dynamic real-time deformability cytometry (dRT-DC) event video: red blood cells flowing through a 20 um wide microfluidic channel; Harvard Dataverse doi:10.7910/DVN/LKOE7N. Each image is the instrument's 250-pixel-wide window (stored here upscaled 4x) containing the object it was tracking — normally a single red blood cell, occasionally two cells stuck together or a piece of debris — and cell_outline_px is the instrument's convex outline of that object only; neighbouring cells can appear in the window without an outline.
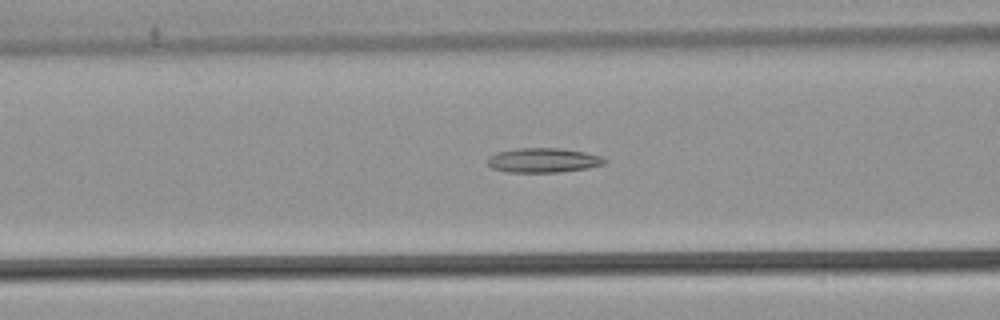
{"species": "common noctule bat (a hibernating species)", "species_latin": "Nyctalus noctula", "temperature_condition": "warm", "stored_images_in_passage": 54, "camera_frame_rate_fps": 3000, "um_per_image_px": 0.085, "animal": {"sex": "male", "body_mass_g": 21.5, "forearm_length_mm": 52.0}, "frame": {"image": 1, "passage_image": 22, "time_ms": 7.0, "image_size_px": [1000, 320], "cell_outline_px": [[608, 160], [604, 164], [588, 168], [556, 172], [508, 172], [492, 168], [488, 164], [488, 156], [496, 152], [516, 148], [560, 148], [584, 152], [600, 156]], "centroid_in_image_um": [46.16, 13.61], "position_along_channel_um": 120.4, "area_um2": 16.7}}
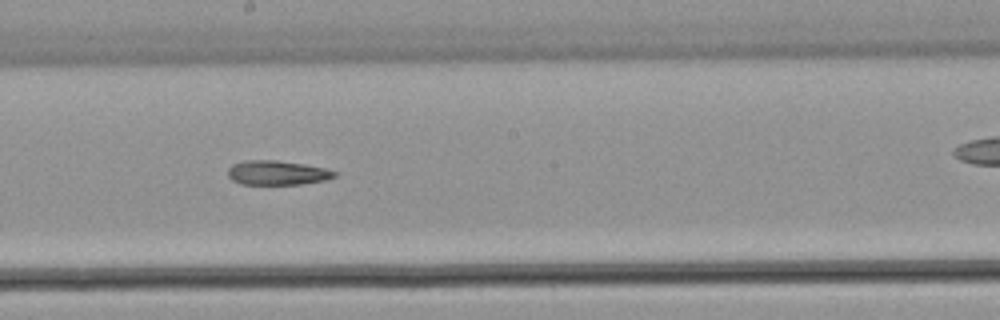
{"frame": {"image": 2, "passage_image": 30, "time_ms": 9.667, "image_size_px": [1000, 320], "cell_outline_px": [[336, 176], [328, 180], [300, 184], [240, 184], [232, 180], [228, 176], [228, 168], [232, 164], [244, 160], [276, 160], [304, 164], [324, 168], [336, 172]], "centroid_in_image_um": [23.54, 14.68], "position_along_channel_um": 224.7, "area_um2": 15.2}}
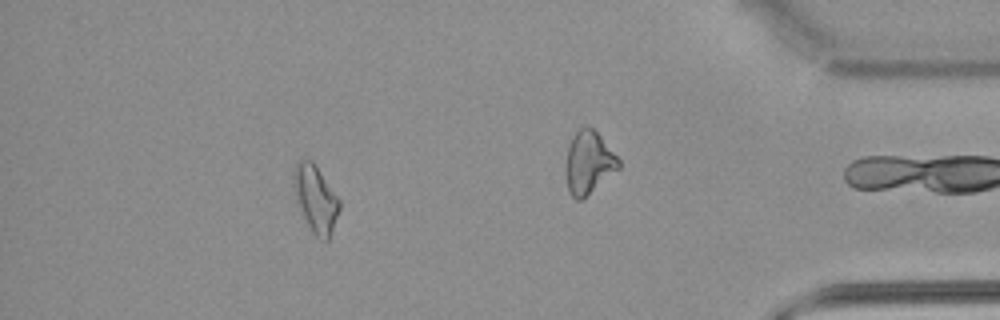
{"frame": {"image": 3, "passage_image": 48, "time_ms": 15.667, "image_size_px": [1000, 320], "cell_outline_px": [[340, 208], [328, 240], [324, 240], [316, 236], [312, 232], [300, 208], [296, 196], [292, 176], [292, 172], [300, 156], [312, 160], [340, 200]], "centroid_in_image_um": [26.81, 16.83], "position_along_channel_um": 408.4, "area_um2": 17.57}, "authors_computed_cell_mechanics": {"area_um2": 17.4845, "velocity_mm_per_s": 3.9168, "shape_relaxation_time_tau1_ms": null, "shape_relaxation_time_tau2_ms": 7.5668, "deformation_change_tau1": null, "deformation_change_tau2": 0.1807}}